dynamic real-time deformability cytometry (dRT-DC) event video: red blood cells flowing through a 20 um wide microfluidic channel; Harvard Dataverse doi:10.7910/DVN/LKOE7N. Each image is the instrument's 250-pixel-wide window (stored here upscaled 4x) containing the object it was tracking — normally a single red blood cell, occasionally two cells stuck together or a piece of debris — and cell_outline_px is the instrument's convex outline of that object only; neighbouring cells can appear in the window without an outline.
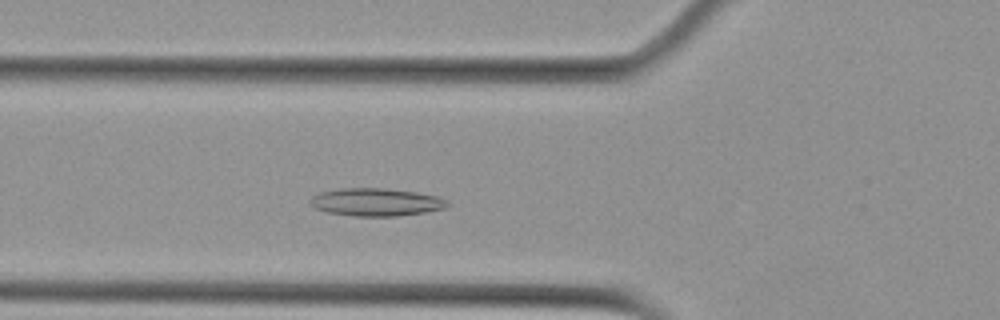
{"species": "Egyptian fruit bat (a non-hibernating species)", "species_latin": "Rousettus aegyptiacus", "temperature_condition": "cold", "stored_images_in_passage": 4, "camera_frame_rate_fps": 3000, "um_per_image_px": 0.085, "animal": {"sex": "female"}, "frame": {"image": 1, "passage_image": 4, "time_ms": 3.333, "image_size_px": [1000, 320], "cell_outline_px": [[452, 204], [448, 208], [424, 212], [396, 216], [352, 216], [328, 212], [316, 208], [308, 204], [308, 200], [312, 196], [320, 192], [340, 188], [384, 188], [416, 192], [436, 196], [448, 200]], "centroid_in_image_um": [31.98, 17.18], "position_along_channel_um": 93.8, "area_um2": 22.43}}